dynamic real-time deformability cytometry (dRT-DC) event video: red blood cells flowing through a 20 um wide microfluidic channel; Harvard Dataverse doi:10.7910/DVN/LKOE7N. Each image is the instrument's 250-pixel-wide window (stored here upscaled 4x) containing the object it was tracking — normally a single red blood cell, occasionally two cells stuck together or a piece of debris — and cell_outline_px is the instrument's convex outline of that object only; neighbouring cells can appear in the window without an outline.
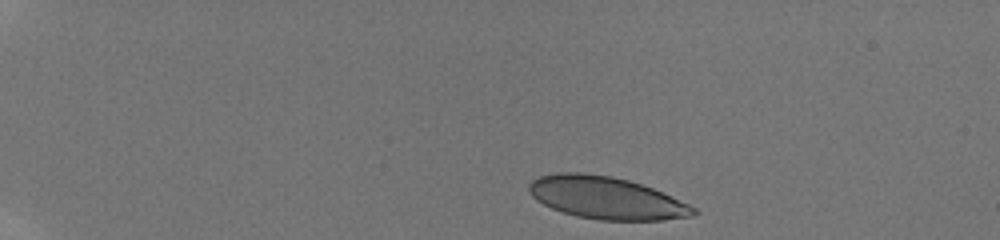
{"species": "human", "species_latin": "Homo sapiens", "temperature_condition": "room temperature", "stored_images_in_passage": 10, "camera_frame_rate_fps": 3000, "um_per_image_px": 0.085, "donor": {"sex": "male"}, "frame": {"image": 1, "passage_image": 1, "time_ms": 0.0, "image_size_px": [1000, 240], "cell_outline_px": [[700, 212], [692, 216], [660, 220], [600, 220], [576, 216], [552, 208], [536, 200], [532, 196], [528, 188], [528, 184], [532, 180], [540, 176], [556, 172], [584, 172], [612, 176], [628, 180], [652, 188], [688, 204], [696, 208]], "centroid_in_image_um": [51.51, 16.81], "position_along_channel_um": 33.5, "area_um2": 40.46}}
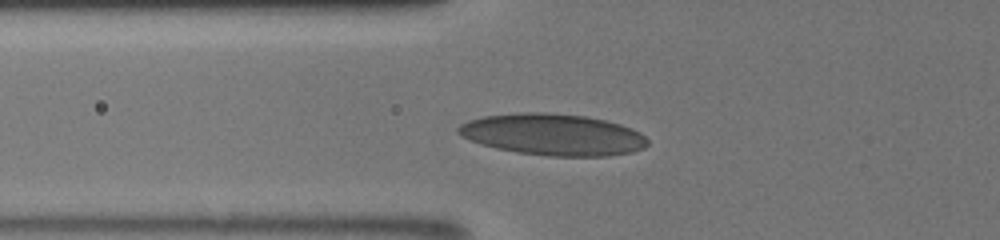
{"frame": {"image": 2, "passage_image": 9, "time_ms": 3.667, "image_size_px": [1000, 240], "cell_outline_px": [[648, 144], [644, 148], [632, 152], [608, 156], [548, 156], [516, 152], [496, 148], [480, 144], [460, 136], [456, 132], [456, 128], [460, 124], [468, 120], [484, 116], [520, 112], [544, 112], [584, 116], [604, 120], [620, 124], [632, 128], [640, 132], [648, 140]], "centroid_in_image_um": [46.97, 11.44], "position_along_channel_um": 78.8, "area_um2": 46.01}}